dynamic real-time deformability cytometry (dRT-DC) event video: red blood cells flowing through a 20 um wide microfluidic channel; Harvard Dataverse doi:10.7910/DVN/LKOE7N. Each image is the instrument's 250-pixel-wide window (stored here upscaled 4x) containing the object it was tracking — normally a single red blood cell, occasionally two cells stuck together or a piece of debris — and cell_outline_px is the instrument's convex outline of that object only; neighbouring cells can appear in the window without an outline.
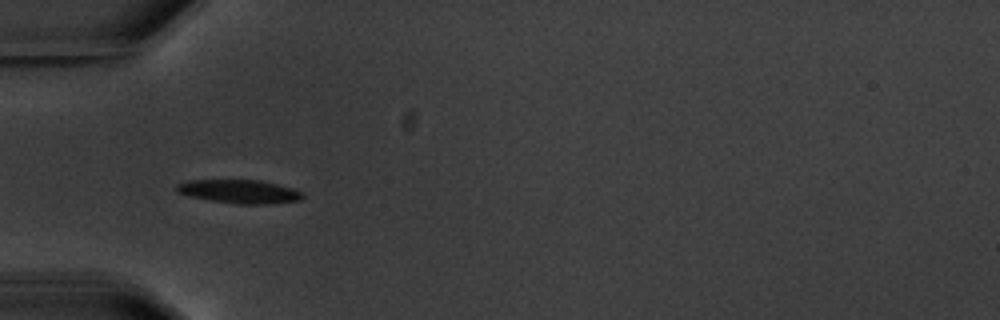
{"species": "common noctule bat (a hibernating species)", "species_latin": "Nyctalus noctula", "temperature_condition": "warm", "stored_images_in_passage": 5, "camera_frame_rate_fps": 3000, "um_per_image_px": 0.085, "animal": {"sex": "male", "body_mass_g": 20.1, "forearm_length_mm": 53.5}, "frame": {"image": 1, "passage_image": 4, "time_ms": 3.667, "image_size_px": [1000, 320], "cell_outline_px": [[304, 196], [300, 200], [268, 204], [236, 204], [188, 196], [176, 192], [176, 184], [188, 180], [260, 180], [292, 188], [304, 192]], "centroid_in_image_um": [20.34, 16.28], "position_along_channel_um": 64.7, "area_um2": 17.34}}